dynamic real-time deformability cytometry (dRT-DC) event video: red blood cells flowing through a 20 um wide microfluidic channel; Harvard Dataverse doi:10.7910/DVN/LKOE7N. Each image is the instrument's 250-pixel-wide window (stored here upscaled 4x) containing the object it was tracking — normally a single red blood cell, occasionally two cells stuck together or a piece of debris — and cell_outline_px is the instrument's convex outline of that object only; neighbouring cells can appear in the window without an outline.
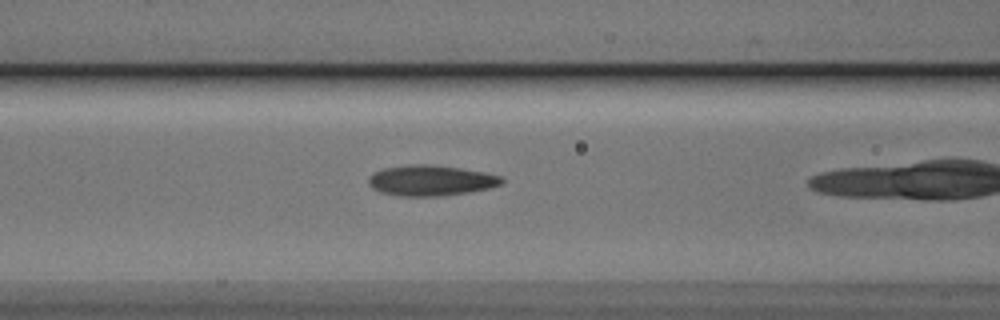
{"species": "Egyptian fruit bat (a non-hibernating species)", "species_latin": "Rousettus aegyptiacus", "temperature_condition": "cold", "stored_images_in_passage": 30, "camera_frame_rate_fps": 3000, "um_per_image_px": 0.085, "animal": {"sex": "male"}, "frame": {"image": 1, "passage_image": 10, "time_ms": 3.0, "image_size_px": [1000, 320], "cell_outline_px": [[504, 184], [472, 192], [440, 196], [400, 196], [380, 192], [372, 188], [368, 184], [368, 180], [372, 172], [384, 168], [412, 164], [432, 164], [460, 168], [484, 172], [504, 176]], "centroid_in_image_um": [36.65, 15.34], "position_along_channel_um": 130.0, "area_um2": 24.04}}
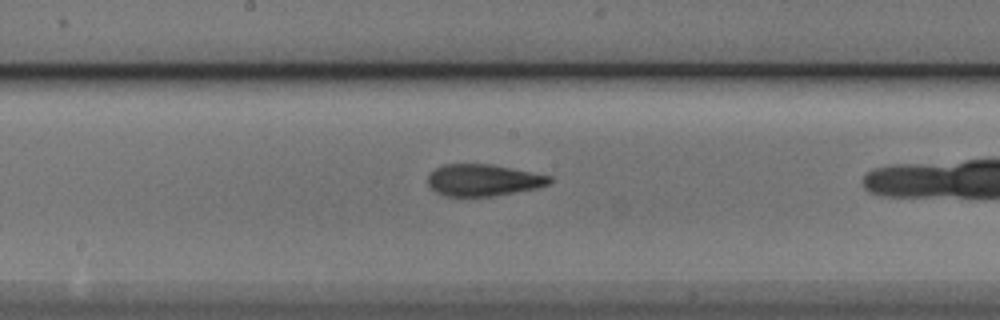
{"frame": {"image": 2, "passage_image": 16, "time_ms": 5.0, "image_size_px": [1000, 320], "cell_outline_px": [[552, 184], [536, 188], [492, 196], [444, 196], [436, 192], [428, 184], [428, 176], [436, 168], [444, 164], [492, 164], [552, 176]], "centroid_in_image_um": [41.1, 15.31], "position_along_channel_um": 207.1, "area_um2": 22.48}}
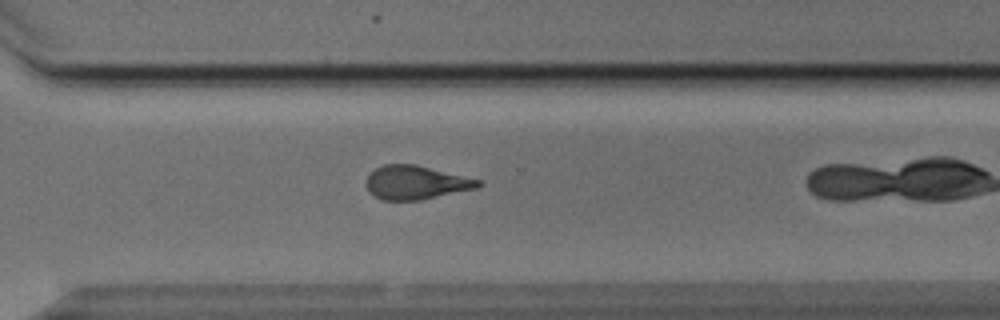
{"frame": {"image": 3, "passage_image": 26, "time_ms": 8.333, "image_size_px": [1000, 320], "cell_outline_px": [[484, 184], [476, 188], [420, 200], [380, 200], [368, 192], [364, 184], [364, 180], [376, 168], [384, 164], [416, 164], [480, 180]], "centroid_in_image_um": [35.3, 15.52], "position_along_channel_um": 335.3, "area_um2": 22.08}}